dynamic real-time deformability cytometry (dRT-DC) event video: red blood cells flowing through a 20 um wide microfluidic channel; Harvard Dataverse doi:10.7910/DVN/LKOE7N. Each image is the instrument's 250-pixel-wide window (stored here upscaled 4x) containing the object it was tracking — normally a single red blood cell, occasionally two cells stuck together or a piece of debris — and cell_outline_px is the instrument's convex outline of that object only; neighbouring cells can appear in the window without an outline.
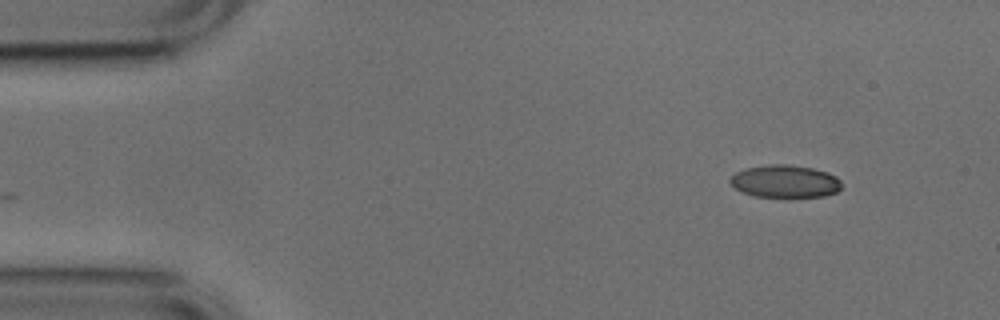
{"species": "common noctule bat (a hibernating species)", "species_latin": "Nyctalus noctula", "temperature_condition": "cold", "stored_images_in_passage": 10, "camera_frame_rate_fps": 3000, "um_per_image_px": 0.085, "animal": {"sex": "male", "body_mass_g": 17.9, "forearm_length_mm": 54.2}, "frame": {"image": 1, "passage_image": 1, "time_ms": 0.0, "image_size_px": [1000, 320], "cell_outline_px": [[840, 188], [836, 192], [824, 196], [756, 196], [740, 192], [728, 180], [736, 172], [744, 168], [768, 164], [788, 164], [812, 168], [828, 172], [836, 176], [840, 180]], "centroid_in_image_um": [66.71, 15.39], "position_along_channel_um": 18.3, "area_um2": 21.04}}